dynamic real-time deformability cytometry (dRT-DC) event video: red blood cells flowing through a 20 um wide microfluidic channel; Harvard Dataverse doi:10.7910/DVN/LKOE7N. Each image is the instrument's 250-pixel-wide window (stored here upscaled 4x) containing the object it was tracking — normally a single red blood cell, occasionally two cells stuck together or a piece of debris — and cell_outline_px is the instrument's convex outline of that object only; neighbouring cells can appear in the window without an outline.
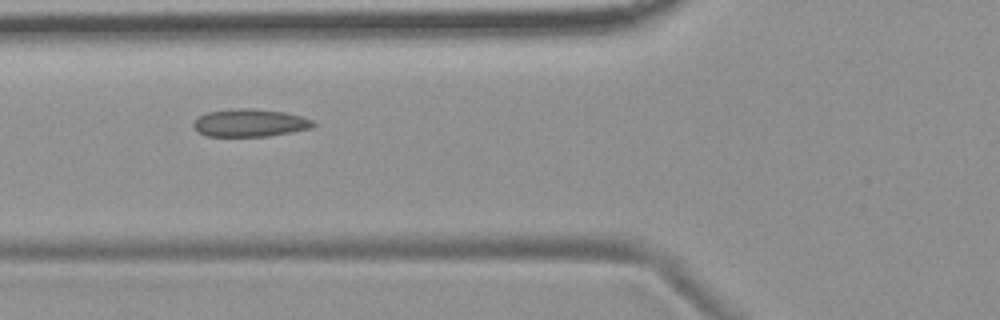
{"species": "common noctule bat (a hibernating species)", "species_latin": "Nyctalus noctula", "temperature_condition": "room temperature", "stored_images_in_passage": 12, "camera_frame_rate_fps": 3000, "um_per_image_px": 0.085, "animal": {"sex": "female", "body_mass_g": 19.9}, "frame": {"image": 1, "passage_image": 3, "time_ms": 2.333, "image_size_px": [1000, 320], "cell_outline_px": [[316, 124], [312, 128], [292, 132], [268, 136], [208, 136], [196, 132], [192, 124], [200, 116], [208, 112], [232, 108], [248, 108], [284, 112], [304, 116], [312, 120]], "centroid_in_image_um": [21.26, 10.44], "position_along_channel_um": 104.5, "area_um2": 19.42}}
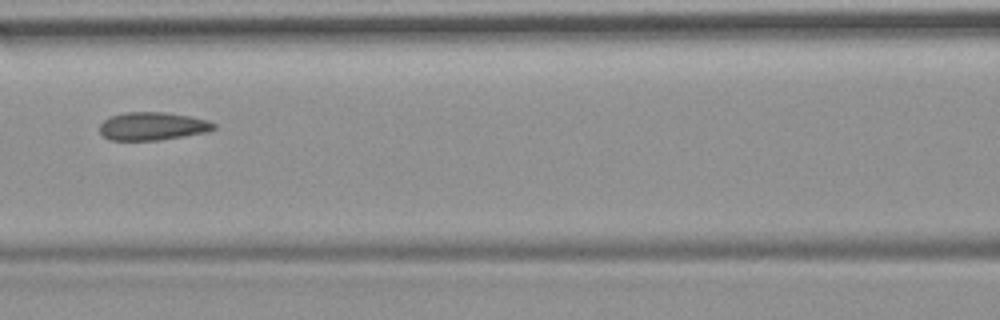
{"frame": {"image": 2, "passage_image": 4, "time_ms": 3.667, "image_size_px": [1000, 320], "cell_outline_px": [[216, 128], [208, 132], [160, 140], [112, 140], [104, 136], [100, 132], [100, 124], [104, 120], [112, 116], [124, 112], [164, 112], [188, 116], [208, 120], [216, 124]], "centroid_in_image_um": [12.99, 10.73], "position_along_channel_um": 153.6, "area_um2": 18.61}, "authors_computed_cell_mechanics": {"area_um2": 19.3341, "velocity_mm_per_s": 3.6689, "shape_relaxation_time_tau1_ms": null, "shape_relaxation_time_tau2_ms": 1.481, "deformation_change_tau1": null, "deformation_change_tau2": 0.0534}}